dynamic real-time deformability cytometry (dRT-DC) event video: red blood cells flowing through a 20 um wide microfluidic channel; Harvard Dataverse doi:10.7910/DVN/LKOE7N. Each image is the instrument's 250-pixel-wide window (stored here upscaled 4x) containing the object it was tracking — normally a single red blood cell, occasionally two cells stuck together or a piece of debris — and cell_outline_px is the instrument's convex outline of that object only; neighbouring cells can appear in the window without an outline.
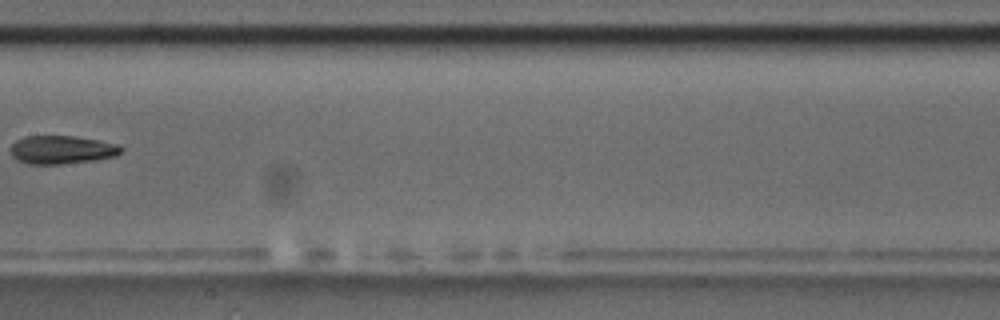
{"species": "common noctule bat (a hibernating species)", "species_latin": "Nyctalus noctula", "temperature_condition": "room temperature", "stored_images_in_passage": 5, "camera_frame_rate_fps": 3000, "um_per_image_px": 0.085, "animal": {"sex": "male", "body_mass_g": 17.5, "forearm_length_mm": 52.3}, "frame": {"image": 1, "passage_image": 4, "time_ms": 3.667, "image_size_px": [1000, 320], "cell_outline_px": [[124, 148], [116, 156], [96, 160], [60, 164], [28, 164], [16, 160], [12, 156], [12, 144], [16, 140], [24, 136], [76, 136], [120, 144]], "centroid_in_image_um": [5.28, 12.73], "position_along_channel_um": 202.1, "area_um2": 18.38}}
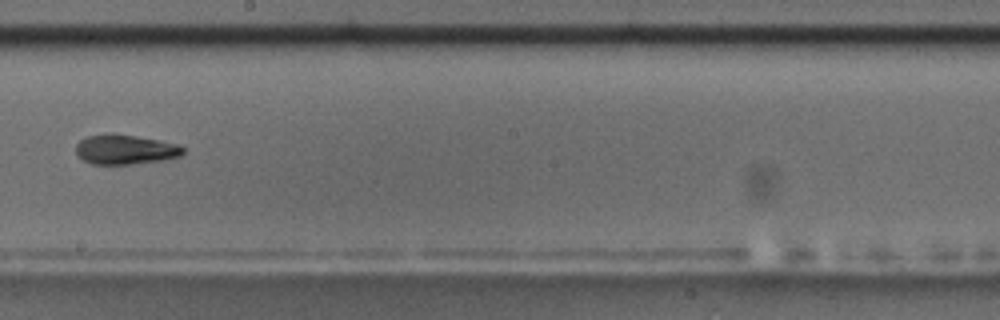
{"frame": {"image": 2, "passage_image": 5, "time_ms": 4.667, "image_size_px": [1000, 320], "cell_outline_px": [[184, 152], [180, 156], [160, 160], [128, 164], [92, 164], [76, 156], [76, 144], [80, 140], [88, 136], [108, 132], [136, 136], [160, 140], [180, 144], [184, 148]], "centroid_in_image_um": [10.62, 12.69], "position_along_channel_um": 237.6, "area_um2": 18.67}}